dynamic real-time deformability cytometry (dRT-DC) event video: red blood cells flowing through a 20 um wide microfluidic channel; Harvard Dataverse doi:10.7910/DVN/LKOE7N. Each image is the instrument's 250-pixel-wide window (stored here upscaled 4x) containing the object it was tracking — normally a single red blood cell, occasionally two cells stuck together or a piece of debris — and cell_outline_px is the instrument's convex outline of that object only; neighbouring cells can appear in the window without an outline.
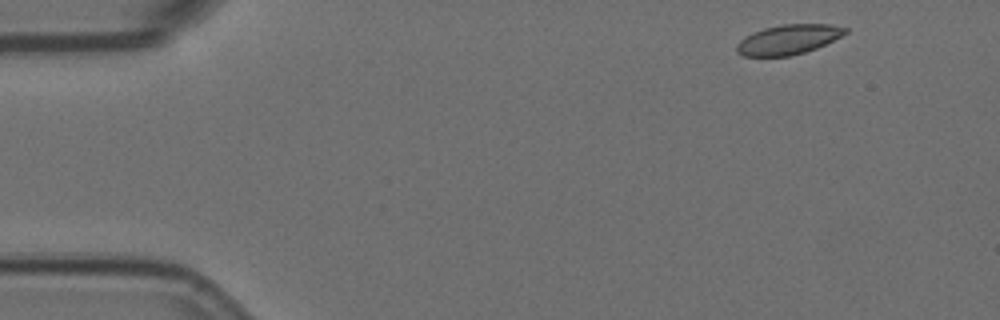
{"species": "Egyptian fruit bat (a non-hibernating species)", "species_latin": "Rousettus aegyptiacus", "temperature_condition": "room temperature", "stored_images_in_passage": 4, "camera_frame_rate_fps": 3000, "um_per_image_px": 0.085, "animal": {"sex": "female"}, "frame": {"image": 1, "passage_image": 1, "time_ms": 0.0, "image_size_px": [1000, 320], "cell_outline_px": [[848, 32], [816, 48], [804, 52], [788, 56], [744, 56], [736, 52], [736, 44], [740, 40], [752, 32], [764, 28], [784, 24], [832, 24], [848, 28]], "centroid_in_image_um": [66.99, 3.35], "position_along_channel_um": 18.0, "area_um2": 18.73}}
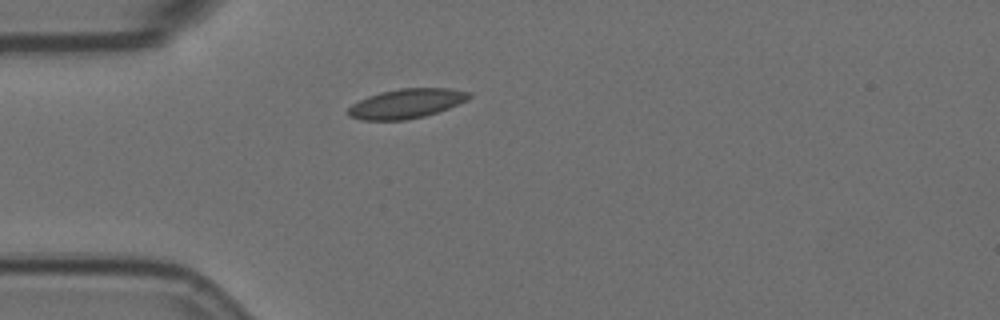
{"frame": {"image": 2, "passage_image": 4, "time_ms": 1.0, "image_size_px": [1000, 320], "cell_outline_px": [[472, 96], [468, 100], [460, 104], [424, 116], [404, 120], [360, 120], [348, 116], [348, 108], [352, 104], [368, 96], [380, 92], [400, 88], [452, 88], [472, 92]], "centroid_in_image_um": [34.58, 8.79], "position_along_channel_um": 50.4, "area_um2": 20.92}}